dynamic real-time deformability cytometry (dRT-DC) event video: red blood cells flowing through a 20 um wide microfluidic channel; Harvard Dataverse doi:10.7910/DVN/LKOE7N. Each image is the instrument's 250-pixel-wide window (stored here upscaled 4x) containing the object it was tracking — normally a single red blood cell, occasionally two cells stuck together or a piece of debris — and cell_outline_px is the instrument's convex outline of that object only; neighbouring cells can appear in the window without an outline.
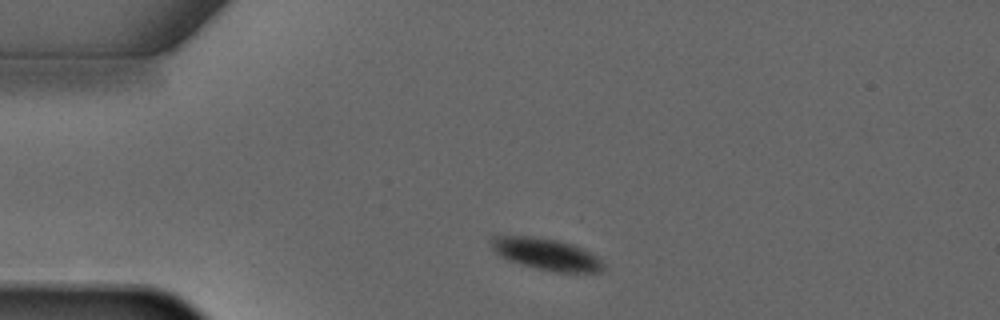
{"species": "common noctule bat (a hibernating species)", "species_latin": "Nyctalus noctula", "temperature_condition": "warm", "stored_images_in_passage": 2, "camera_frame_rate_fps": 3000, "um_per_image_px": 0.085, "animal": {"sex": "male", "forearm_length_mm": 52.5}, "frame": {"image": 1, "passage_image": 1, "time_ms": 0.0, "image_size_px": [1000, 320], "cell_outline_px": [[604, 272], [556, 272], [520, 264], [508, 260], [500, 256], [492, 248], [488, 240], [492, 236], [532, 236], [556, 240], [572, 244], [596, 256], [604, 264]], "centroid_in_image_um": [46.4, 21.6], "position_along_channel_um": 38.6, "area_um2": 20.58}}